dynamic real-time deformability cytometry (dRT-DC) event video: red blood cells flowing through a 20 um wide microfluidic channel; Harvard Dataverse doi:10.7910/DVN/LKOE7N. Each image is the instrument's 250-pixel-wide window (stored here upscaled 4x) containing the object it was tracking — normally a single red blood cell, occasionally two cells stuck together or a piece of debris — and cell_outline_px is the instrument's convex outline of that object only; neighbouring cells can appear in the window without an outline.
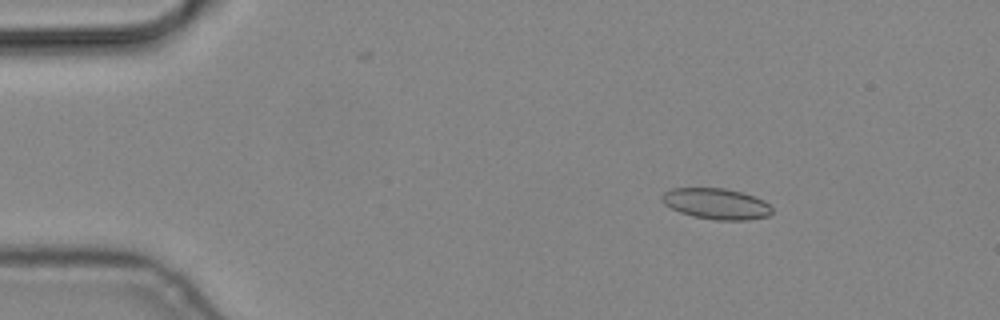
{"species": "common noctule bat (a hibernating species)", "species_latin": "Nyctalus noctula", "temperature_condition": "cold", "stored_images_in_passage": 5, "camera_frame_rate_fps": 3000, "um_per_image_px": 0.085, "animal": {"sex": "male", "body_mass_g": 19.2, "forearm_length_mm": 51.8}, "frame": {"image": 1, "passage_image": 3, "time_ms": 0.667, "image_size_px": [1000, 320], "cell_outline_px": [[772, 212], [768, 216], [748, 220], [716, 220], [692, 216], [680, 212], [664, 204], [660, 200], [660, 196], [664, 192], [672, 188], [724, 188], [744, 192], [764, 200], [772, 208]], "centroid_in_image_um": [60.88, 17.31], "position_along_channel_um": 24.1, "area_um2": 20.0}}